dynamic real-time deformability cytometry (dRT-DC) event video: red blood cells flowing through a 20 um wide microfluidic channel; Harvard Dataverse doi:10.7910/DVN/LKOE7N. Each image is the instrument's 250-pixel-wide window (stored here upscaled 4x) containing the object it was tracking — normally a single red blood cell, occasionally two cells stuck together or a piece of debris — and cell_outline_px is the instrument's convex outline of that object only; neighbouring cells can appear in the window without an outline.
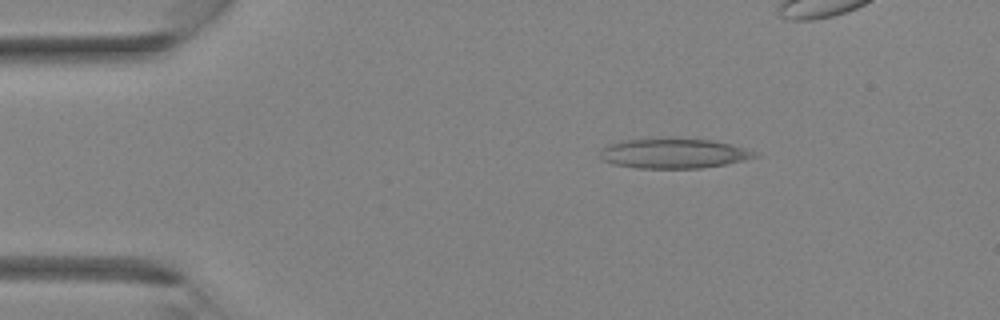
{"species": "Egyptian fruit bat (a non-hibernating species)", "species_latin": "Rousettus aegyptiacus", "temperature_condition": "room temperature", "stored_images_in_passage": 9, "camera_frame_rate_fps": 3000, "um_per_image_px": 0.085, "animal": {"sex": "female"}, "frame": {"image": 1, "passage_image": 1, "time_ms": 0.0, "image_size_px": [1000, 320], "cell_outline_px": [[764, 156], [728, 164], [700, 168], [636, 168], [612, 164], [604, 160], [600, 156], [600, 152], [608, 144], [620, 140], [672, 136], [712, 140], [732, 144], [756, 152]], "centroid_in_image_um": [57.3, 13.01], "position_along_channel_um": 27.7, "area_um2": 27.92}}
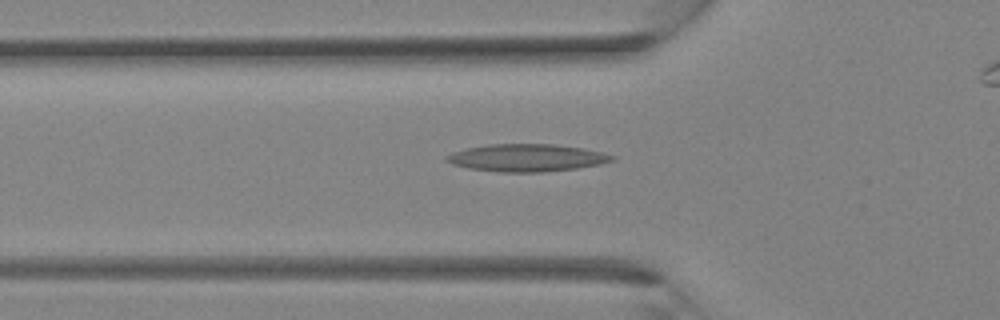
{"frame": {"image": 2, "passage_image": 7, "time_ms": 2.0, "image_size_px": [1000, 320], "cell_outline_px": [[616, 160], [600, 164], [576, 168], [544, 172], [500, 172], [468, 168], [452, 164], [444, 160], [444, 156], [452, 152], [468, 148], [488, 144], [552, 144], [584, 148], [616, 156]], "centroid_in_image_um": [44.76, 13.41], "position_along_channel_um": 81.0, "area_um2": 26.53}}